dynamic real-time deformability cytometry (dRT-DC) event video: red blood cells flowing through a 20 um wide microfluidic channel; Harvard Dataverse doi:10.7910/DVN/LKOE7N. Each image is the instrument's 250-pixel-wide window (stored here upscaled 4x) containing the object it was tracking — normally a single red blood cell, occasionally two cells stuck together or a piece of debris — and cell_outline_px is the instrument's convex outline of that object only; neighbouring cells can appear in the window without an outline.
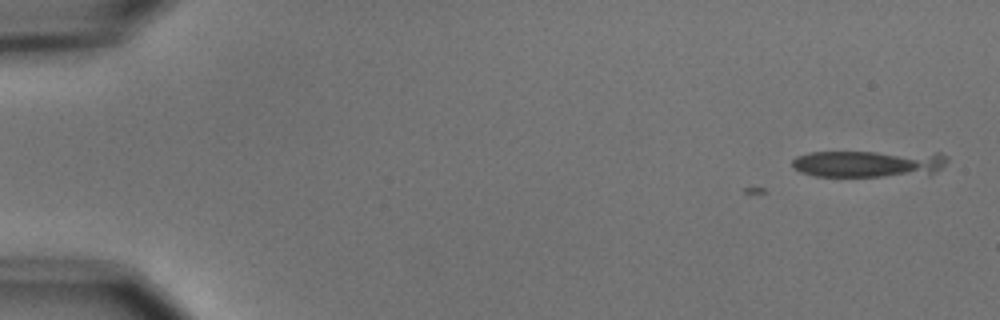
{"species": "common noctule bat (a hibernating species)", "species_latin": "Nyctalus noctula", "temperature_condition": "cold", "stored_images_in_passage": 2, "camera_frame_rate_fps": 3000, "um_per_image_px": 0.085, "animal": {"sex": "male", "body_mass_g": 15.6}, "frame": {"image": 1, "passage_image": 2, "time_ms": 1.333, "image_size_px": [1000, 320], "cell_outline_px": [[948, 160], [940, 168], [932, 172], [880, 176], [816, 176], [800, 172], [792, 168], [792, 160], [796, 156], [808, 152], [940, 152], [948, 156]], "centroid_in_image_um": [73.77, 13.88], "position_along_channel_um": 11.2, "area_um2": 24.22}}